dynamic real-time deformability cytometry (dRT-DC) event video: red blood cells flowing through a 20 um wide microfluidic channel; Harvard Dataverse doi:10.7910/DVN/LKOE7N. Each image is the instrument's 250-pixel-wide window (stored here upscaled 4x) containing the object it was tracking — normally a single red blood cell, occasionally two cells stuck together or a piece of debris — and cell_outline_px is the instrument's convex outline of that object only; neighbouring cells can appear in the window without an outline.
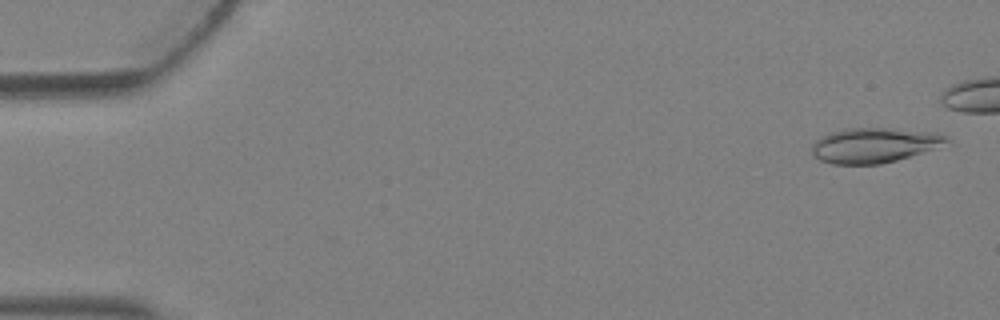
{"species": "Egyptian fruit bat (a non-hibernating species)", "species_latin": "Rousettus aegyptiacus", "temperature_condition": "warm", "stored_images_in_passage": 5, "camera_frame_rate_fps": 3000, "um_per_image_px": 0.085, "animal": {"sex": "female"}, "frame": {"image": 1, "passage_image": 1, "time_ms": 0.0, "image_size_px": [1000, 320], "cell_outline_px": [[952, 140], [932, 148], [896, 160], [880, 164], [832, 164], [820, 160], [812, 152], [812, 148], [816, 140], [832, 132], [848, 128], [888, 128], [936, 132], [948, 136]], "centroid_in_image_um": [74.31, 12.33], "position_along_channel_um": 10.7, "area_um2": 26.93}}
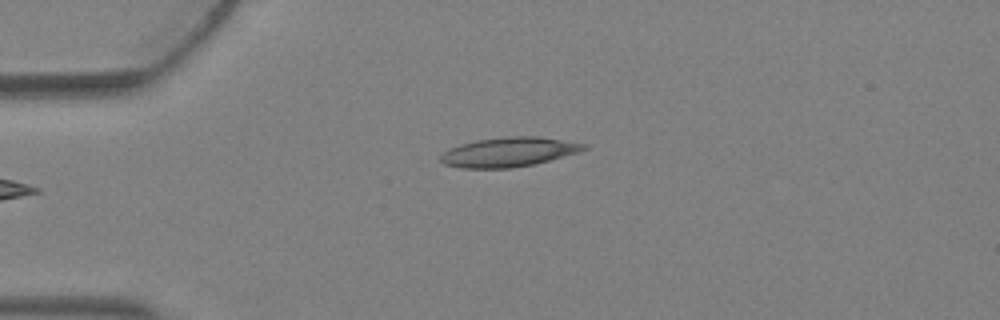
{"frame": {"image": 2, "passage_image": 5, "time_ms": 1.333, "image_size_px": [1000, 320], "cell_outline_px": [[588, 148], [580, 152], [532, 164], [512, 168], [464, 168], [444, 164], [440, 160], [440, 156], [444, 152], [460, 144], [476, 140], [504, 136], [536, 136], [588, 144]], "centroid_in_image_um": [43.26, 12.91], "position_along_channel_um": 41.7, "area_um2": 24.45}}